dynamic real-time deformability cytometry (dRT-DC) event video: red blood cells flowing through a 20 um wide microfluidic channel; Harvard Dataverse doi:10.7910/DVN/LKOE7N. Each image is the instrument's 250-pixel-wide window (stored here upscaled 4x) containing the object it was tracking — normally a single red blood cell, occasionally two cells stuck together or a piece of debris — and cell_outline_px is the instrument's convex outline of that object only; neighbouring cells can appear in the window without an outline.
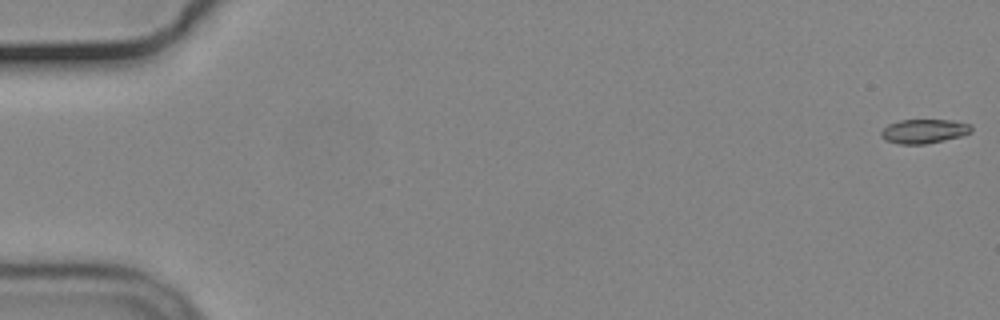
{"species": "common noctule bat (a hibernating species)", "species_latin": "Nyctalus noctula", "temperature_condition": "cold", "stored_images_in_passage": 56, "camera_frame_rate_fps": 3000, "um_per_image_px": 0.085, "animal": {"sex": "male", "body_mass_g": 19.2, "forearm_length_mm": 51.8}, "frame": {"image": 1, "passage_image": 1, "time_ms": 0.0, "image_size_px": [1000, 320], "cell_outline_px": [[972, 132], [960, 136], [944, 140], [924, 144], [900, 144], [884, 140], [880, 136], [880, 132], [888, 124], [900, 120], [952, 120], [972, 124]], "centroid_in_image_um": [78.53, 11.15], "position_along_channel_um": 6.5, "area_um2": 12.77}}
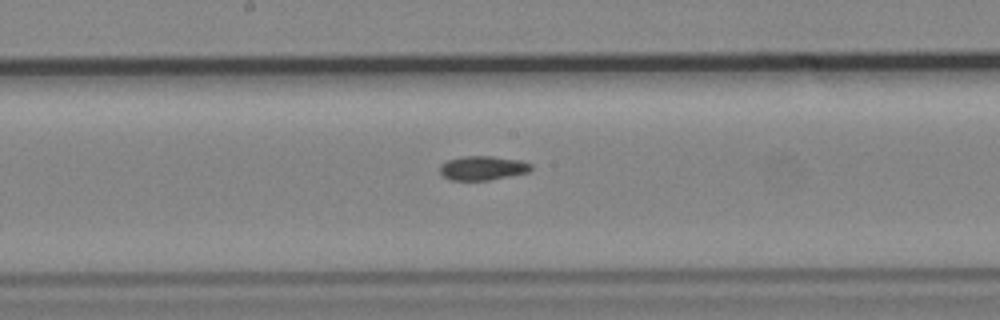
{"frame": {"image": 2, "passage_image": 30, "time_ms": 9.667, "image_size_px": [1000, 320], "cell_outline_px": [[532, 168], [528, 172], [488, 180], [452, 180], [444, 176], [440, 172], [440, 164], [448, 160], [460, 156], [492, 156], [520, 160], [532, 164]], "centroid_in_image_um": [41.02, 14.27], "position_along_channel_um": 207.2, "area_um2": 12.77}}
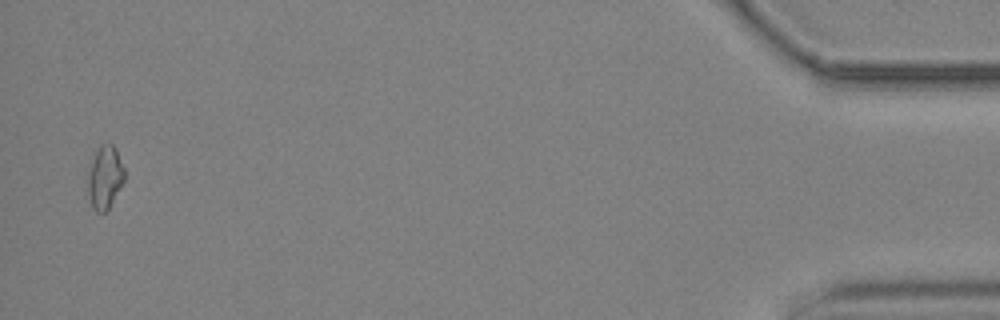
{"frame": {"image": 3, "passage_image": 55, "time_ms": 18.0, "image_size_px": [1000, 320], "cell_outline_px": [[124, 180], [108, 208], [104, 212], [96, 212], [92, 208], [88, 192], [88, 176], [96, 152], [100, 144], [112, 144], [116, 148], [124, 168]], "centroid_in_image_um": [8.92, 15.07], "position_along_channel_um": 426.3, "area_um2": 13.01}}